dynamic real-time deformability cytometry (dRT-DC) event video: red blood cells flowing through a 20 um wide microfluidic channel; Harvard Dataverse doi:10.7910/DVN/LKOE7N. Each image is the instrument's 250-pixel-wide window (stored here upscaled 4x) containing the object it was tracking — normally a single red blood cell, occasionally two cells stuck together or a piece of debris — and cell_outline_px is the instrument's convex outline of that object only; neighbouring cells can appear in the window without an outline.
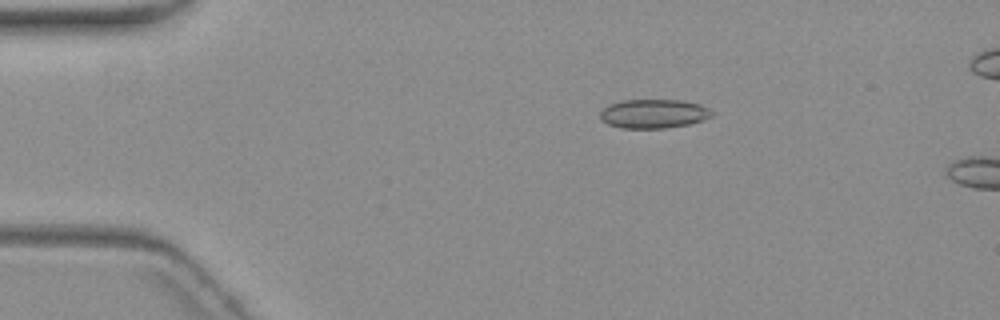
{"species": "common noctule bat (a hibernating species)", "species_latin": "Nyctalus noctula", "temperature_condition": "warm", "stored_images_in_passage": 4, "camera_frame_rate_fps": 3000, "um_per_image_px": 0.085, "animal": {"sex": "female", "body_mass_g": 19.3, "forearm_length_mm": 54.1}, "frame": {"image": 1, "passage_image": 2, "time_ms": 1.333, "image_size_px": [1000, 320], "cell_outline_px": [[712, 116], [704, 120], [692, 124], [664, 128], [624, 128], [608, 124], [600, 120], [600, 112], [608, 104], [624, 100], [680, 100], [700, 104], [708, 108], [712, 112]], "centroid_in_image_um": [55.56, 9.67], "position_along_channel_um": 29.4, "area_um2": 18.96}}